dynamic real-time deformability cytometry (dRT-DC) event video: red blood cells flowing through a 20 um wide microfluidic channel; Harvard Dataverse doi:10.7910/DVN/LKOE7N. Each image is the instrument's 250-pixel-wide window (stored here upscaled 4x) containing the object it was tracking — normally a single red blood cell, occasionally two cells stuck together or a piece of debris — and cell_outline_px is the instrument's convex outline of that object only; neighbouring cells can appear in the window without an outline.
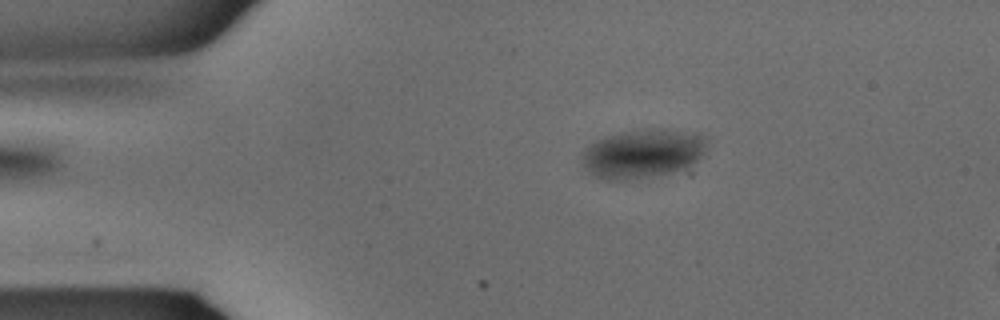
{"species": "common noctule bat (a hibernating species)", "species_latin": "Nyctalus noctula", "temperature_condition": "warm", "stored_images_in_passage": 7, "camera_frame_rate_fps": 3000, "um_per_image_px": 0.085, "animal": {"sex": "male", "body_mass_g": 15.6}, "frame": {"image": 1, "passage_image": 3, "time_ms": 0.667, "image_size_px": [1000, 320], "cell_outline_px": [[704, 152], [696, 160], [684, 168], [672, 172], [628, 180], [604, 180], [596, 176], [580, 160], [580, 152], [588, 144], [604, 136], [640, 128], [668, 128], [696, 132], [704, 136]], "centroid_in_image_um": [54.58, 13.01], "position_along_channel_um": 30.4, "area_um2": 35.84}}